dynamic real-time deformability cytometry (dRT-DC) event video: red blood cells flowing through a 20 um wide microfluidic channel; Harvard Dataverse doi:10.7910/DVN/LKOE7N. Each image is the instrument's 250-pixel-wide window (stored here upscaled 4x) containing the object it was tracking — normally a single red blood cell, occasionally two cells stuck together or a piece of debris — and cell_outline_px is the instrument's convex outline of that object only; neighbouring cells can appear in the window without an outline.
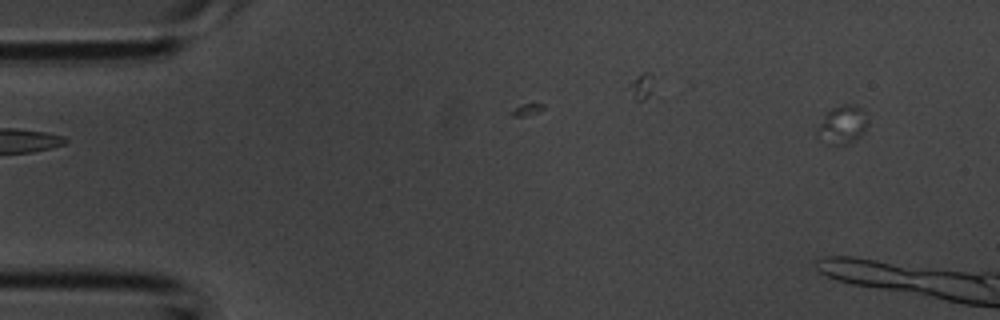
{"species": "common noctule bat (a hibernating species)", "species_latin": "Nyctalus noctula", "temperature_condition": "room temperature", "stored_images_in_passage": 6, "camera_frame_rate_fps": 3000, "um_per_image_px": 0.085, "animal": {"sex": "male", "body_mass_g": 20.1, "forearm_length_mm": 53.5}, "frame": {"image": 1, "passage_image": 1, "time_ms": 0.0, "image_size_px": [1000, 320], "cell_outline_px": [[868, 124], [860, 136], [856, 140], [848, 144], [824, 144], [816, 136], [816, 128], [824, 112], [832, 108], [844, 104], [856, 104], [864, 112]], "centroid_in_image_um": [71.54, 10.61], "position_along_channel_um": 13.5, "area_um2": 11.62}}